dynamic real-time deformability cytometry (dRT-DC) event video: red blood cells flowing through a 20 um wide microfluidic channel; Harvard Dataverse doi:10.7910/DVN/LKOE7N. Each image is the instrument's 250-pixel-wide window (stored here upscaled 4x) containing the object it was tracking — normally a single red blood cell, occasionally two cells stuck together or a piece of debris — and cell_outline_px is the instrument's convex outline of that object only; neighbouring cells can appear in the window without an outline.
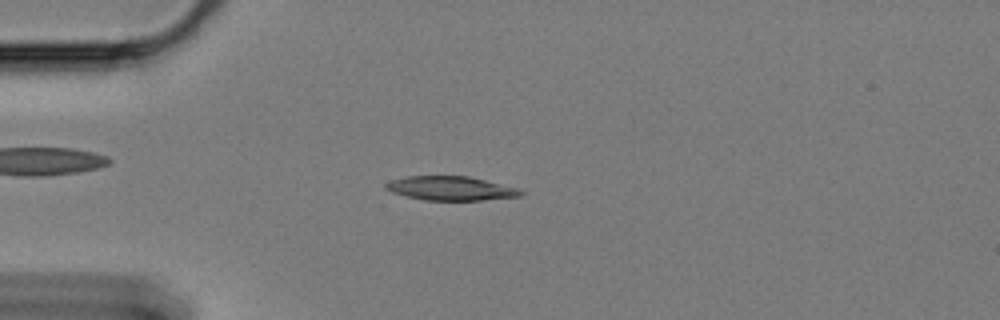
{"species": "Egyptian fruit bat (a non-hibernating species)", "species_latin": "Rousettus aegyptiacus", "temperature_condition": "cold", "stored_images_in_passage": 49, "camera_frame_rate_fps": 3000, "um_per_image_px": 0.085, "animal": {"sex": "female"}, "frame": {"image": 1, "passage_image": 4, "time_ms": 1.0, "image_size_px": [1000, 320], "cell_outline_px": [[524, 192], [520, 196], [480, 200], [424, 200], [404, 196], [392, 192], [384, 188], [384, 184], [392, 180], [408, 176], [468, 176], [516, 188]], "centroid_in_image_um": [38.25, 16.01], "position_along_channel_um": 46.8, "area_um2": 18.67}}
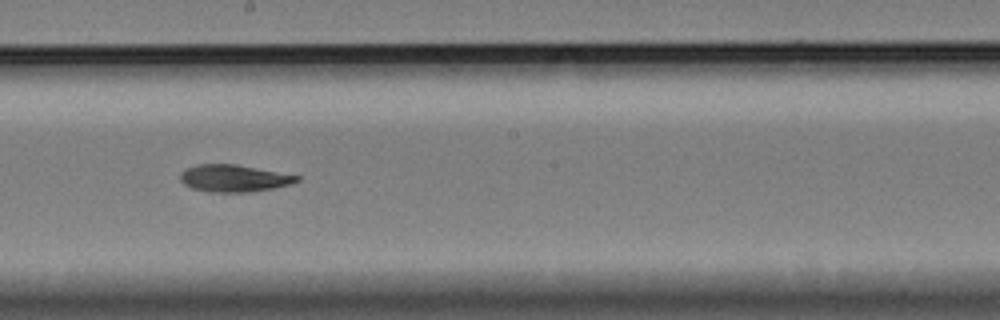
{"frame": {"image": 2, "passage_image": 22, "time_ms": 7.0, "image_size_px": [1000, 320], "cell_outline_px": [[300, 180], [288, 184], [272, 188], [248, 192], [212, 192], [192, 188], [184, 184], [180, 180], [180, 172], [188, 168], [200, 164], [236, 164], [300, 176]], "centroid_in_image_um": [19.86, 15.15], "position_along_channel_um": 228.3, "area_um2": 18.15}}
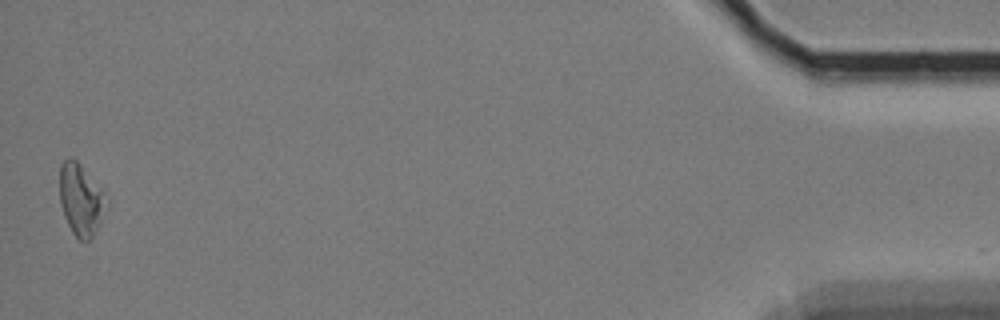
{"frame": {"image": 3, "passage_image": 48, "time_ms": 15.667, "image_size_px": [1000, 320], "cell_outline_px": [[108, 204], [100, 224], [92, 236], [88, 240], [80, 240], [72, 232], [64, 216], [60, 204], [60, 164], [68, 156], [76, 160], [80, 164], [104, 192], [108, 200]], "centroid_in_image_um": [6.88, 16.96], "position_along_channel_um": 428.3, "area_um2": 19.48}}